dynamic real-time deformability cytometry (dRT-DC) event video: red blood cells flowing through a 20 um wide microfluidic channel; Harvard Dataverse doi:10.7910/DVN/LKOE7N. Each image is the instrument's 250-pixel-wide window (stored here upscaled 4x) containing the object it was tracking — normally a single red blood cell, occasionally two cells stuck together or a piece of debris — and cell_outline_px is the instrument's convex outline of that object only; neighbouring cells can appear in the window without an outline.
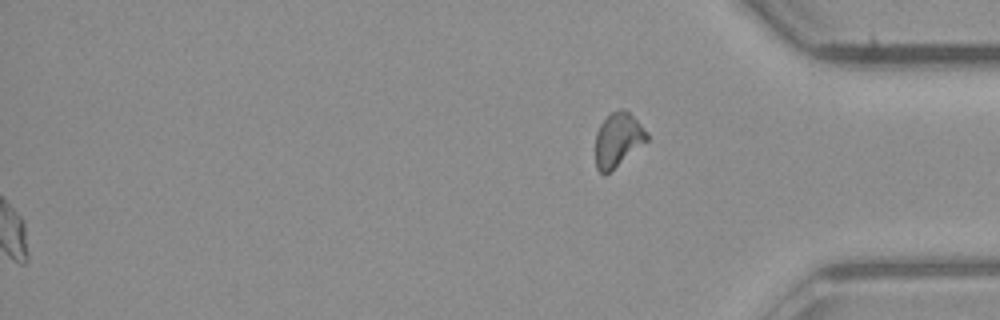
{"species": "common noctule bat (a hibernating species)", "species_latin": "Nyctalus noctula", "temperature_condition": "room temperature", "stored_images_in_passage": 50, "segment_of_instrument_passage": [2, 2], "camera_frame_rate_fps": 3000, "um_per_image_px": 0.085, "animal": {"sex": "male", "body_mass_g": 23.1, "forearm_length_mm": 52.7}, "frame": {"image": 1, "passage_image": 50, "time_ms": 16.333, "image_size_px": [1000, 320], "cell_outline_px": [[648, 140], [604, 176], [596, 168], [596, 132], [600, 124], [612, 112], [620, 108], [624, 108], [648, 132]], "centroid_in_image_um": [52.51, 11.87], "position_along_channel_um": 382.7, "area_um2": 15.95}}